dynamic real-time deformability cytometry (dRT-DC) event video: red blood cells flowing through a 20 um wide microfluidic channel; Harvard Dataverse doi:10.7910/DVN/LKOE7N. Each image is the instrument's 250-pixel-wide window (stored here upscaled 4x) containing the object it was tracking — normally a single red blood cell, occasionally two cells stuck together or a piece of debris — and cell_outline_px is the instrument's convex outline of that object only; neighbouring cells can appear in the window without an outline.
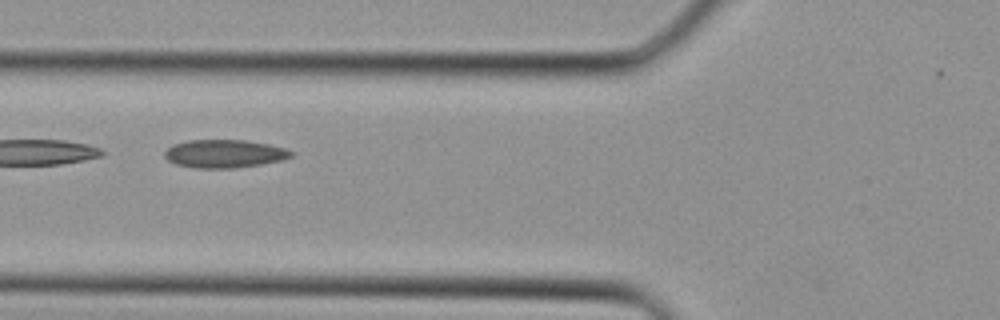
{"species": "Egyptian fruit bat (a non-hibernating species)", "species_latin": "Rousettus aegyptiacus", "temperature_condition": "cold", "stored_images_in_passage": 27, "segment_of_instrument_passage": [2, 2], "camera_frame_rate_fps": 3000, "um_per_image_px": 0.085, "animal": {"sex": "female"}, "frame": {"image": 1, "passage_image": 8, "time_ms": 2.333, "image_size_px": [1000, 320], "cell_outline_px": [[296, 152], [292, 156], [284, 160], [236, 168], [196, 168], [176, 164], [168, 160], [164, 156], [164, 152], [172, 144], [188, 140], [244, 140], [268, 144], [288, 148]], "centroid_in_image_um": [19.11, 13.06], "position_along_channel_um": 106.7, "area_um2": 20.92}}
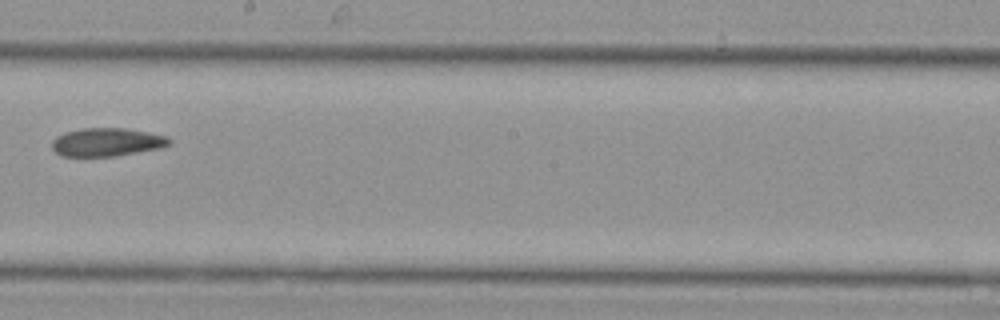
{"frame": {"image": 2, "passage_image": 15, "time_ms": 4.667, "image_size_px": [1000, 320], "cell_outline_px": [[172, 140], [168, 144], [160, 148], [116, 156], [60, 156], [52, 148], [52, 140], [56, 136], [64, 132], [84, 128], [124, 128], [148, 132], [168, 136]], "centroid_in_image_um": [9.07, 12.08], "position_along_channel_um": 239.1, "area_um2": 19.36}}
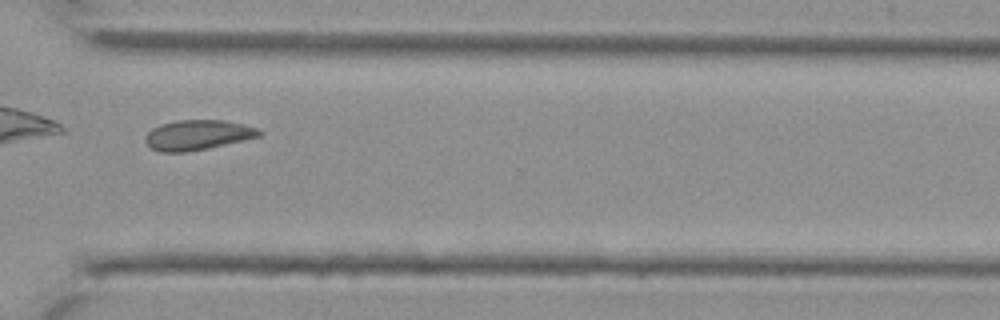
{"frame": {"image": 3, "passage_image": 21, "time_ms": 6.667, "image_size_px": [1000, 320], "cell_outline_px": [[264, 132], [260, 136], [244, 140], [208, 148], [184, 152], [160, 152], [152, 148], [144, 140], [144, 136], [152, 128], [160, 124], [176, 120], [224, 120], [244, 124], [256, 128]], "centroid_in_image_um": [16.79, 11.46], "position_along_channel_um": 353.8, "area_um2": 19.94}}